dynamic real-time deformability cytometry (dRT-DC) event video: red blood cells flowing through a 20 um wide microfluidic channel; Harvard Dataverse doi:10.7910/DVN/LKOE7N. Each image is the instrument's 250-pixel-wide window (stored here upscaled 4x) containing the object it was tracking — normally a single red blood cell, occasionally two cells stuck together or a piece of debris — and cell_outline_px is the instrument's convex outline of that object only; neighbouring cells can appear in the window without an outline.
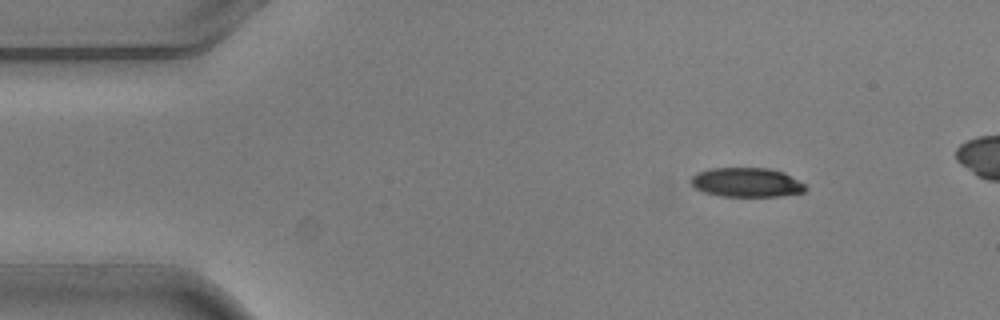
{"species": "common noctule bat (a hibernating species)", "species_latin": "Nyctalus noctula", "temperature_condition": "warm", "stored_images_in_passage": 4, "camera_frame_rate_fps": 3000, "um_per_image_px": 0.085, "animal": {"sex": "male", "body_mass_g": 20.5, "forearm_length_mm": 52.5}, "frame": {"image": 1, "passage_image": 1, "time_ms": 0.0, "image_size_px": [1000, 320], "cell_outline_px": [[808, 188], [804, 192], [780, 196], [720, 196], [704, 192], [696, 188], [688, 180], [696, 172], [712, 168], [768, 168], [784, 172], [804, 184]], "centroid_in_image_um": [63.44, 15.5], "position_along_channel_um": 21.6, "area_um2": 19.59}}